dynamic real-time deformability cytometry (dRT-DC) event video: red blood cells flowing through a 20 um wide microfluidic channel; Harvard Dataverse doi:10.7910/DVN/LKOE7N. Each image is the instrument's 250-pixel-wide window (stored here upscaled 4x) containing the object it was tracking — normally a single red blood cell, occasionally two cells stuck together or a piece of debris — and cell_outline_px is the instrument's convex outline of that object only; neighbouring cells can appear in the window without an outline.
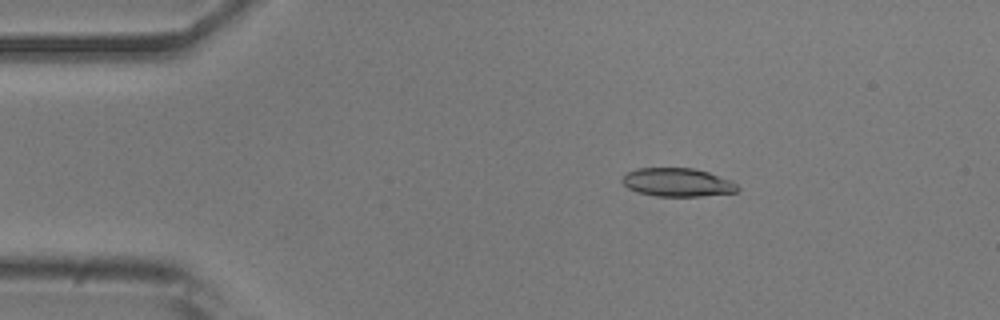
{"species": "common noctule bat (a hibernating species)", "species_latin": "Nyctalus noctula", "temperature_condition": "room temperature", "stored_images_in_passage": 52, "camera_frame_rate_fps": 3000, "um_per_image_px": 0.085, "animal": {"sex": "male", "body_mass_g": 20.5, "forearm_length_mm": 52.5}, "frame": {"image": 1, "passage_image": 9, "time_ms": 2.667, "image_size_px": [1000, 320], "cell_outline_px": [[740, 188], [736, 192], [700, 196], [656, 196], [640, 192], [628, 188], [620, 180], [628, 172], [636, 168], [692, 168], [708, 172], [732, 180]], "centroid_in_image_um": [57.6, 15.49], "position_along_channel_um": 27.4, "area_um2": 19.02}}
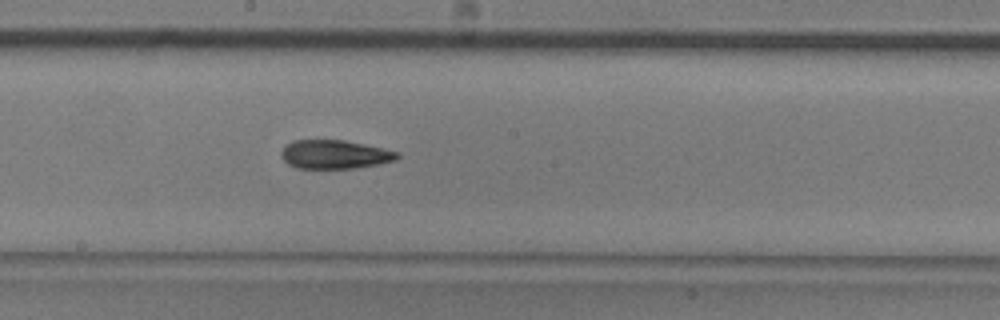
{"frame": {"image": 2, "passage_image": 28, "time_ms": 9.0, "image_size_px": [1000, 320], "cell_outline_px": [[400, 156], [396, 160], [380, 164], [356, 168], [296, 168], [288, 164], [280, 156], [280, 152], [292, 140], [344, 140], [364, 144], [400, 152]], "centroid_in_image_um": [28.47, 13.13], "position_along_channel_um": 219.7, "area_um2": 19.48}}
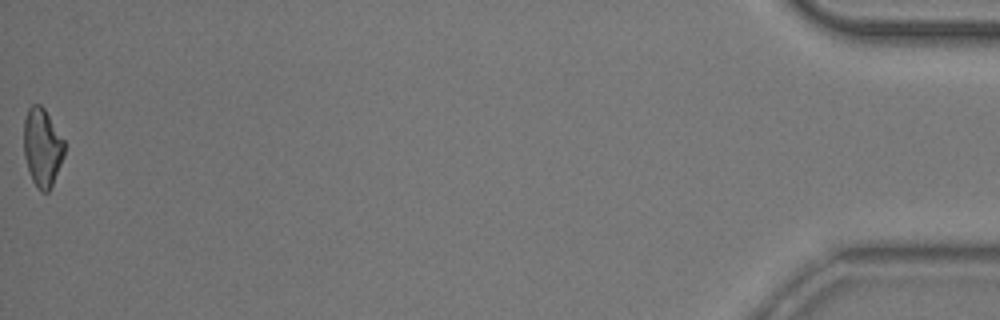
{"frame": {"image": 3, "passage_image": 52, "time_ms": 17.0, "image_size_px": [1000, 320], "cell_outline_px": [[64, 156], [52, 184], [48, 192], [40, 192], [36, 188], [32, 180], [24, 156], [24, 120], [28, 108], [32, 104], [40, 104], [44, 108], [64, 140]], "centroid_in_image_um": [3.58, 12.53], "position_along_channel_um": 431.6, "area_um2": 18.44}, "authors_computed_cell_mechanics": {"area_um2": 19.4208, "velocity_mm_per_s": 3.9044, "shape_relaxation_time_tau1_ms": 5.7625, "shape_relaxation_time_tau2_ms": 4.3196, "deformation_change_tau1": 0.1768, "deformation_change_tau2": 0.1324}}